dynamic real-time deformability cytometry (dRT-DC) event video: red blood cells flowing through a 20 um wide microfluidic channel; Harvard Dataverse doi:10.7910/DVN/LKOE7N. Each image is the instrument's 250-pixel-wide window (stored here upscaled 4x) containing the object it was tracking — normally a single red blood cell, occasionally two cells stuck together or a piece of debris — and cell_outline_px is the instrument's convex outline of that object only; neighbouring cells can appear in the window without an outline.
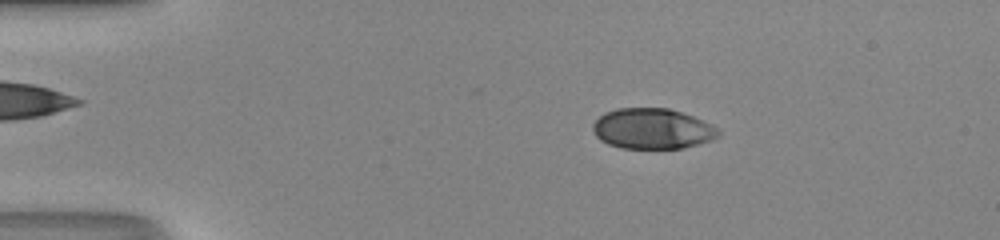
{"species": "human", "species_latin": "Homo sapiens", "temperature_condition": "room temperature", "stored_images_in_passage": 50, "camera_frame_rate_fps": 3000, "um_per_image_px": 0.085, "donor": {"sex": "male"}, "frame": {"image": 1, "passage_image": 10, "time_ms": 3.0, "image_size_px": [1000, 240], "cell_outline_px": [[720, 136], [712, 140], [684, 148], [620, 148], [608, 144], [600, 140], [596, 136], [592, 128], [592, 124], [604, 112], [616, 108], [668, 108], [692, 116], [712, 124], [720, 128]], "centroid_in_image_um": [55.46, 10.94], "position_along_channel_um": 29.5, "area_um2": 29.82}}
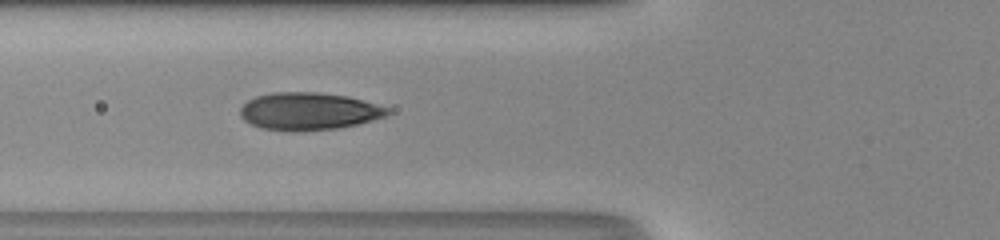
{"frame": {"image": 2, "passage_image": 20, "time_ms": 6.333, "image_size_px": [1000, 240], "cell_outline_px": [[392, 112], [388, 116], [340, 128], [296, 132], [288, 132], [260, 128], [244, 120], [240, 116], [240, 108], [248, 100], [256, 96], [276, 92], [316, 92], [348, 96], [388, 108]], "centroid_in_image_um": [26.23, 9.47], "position_along_channel_um": 99.6, "area_um2": 32.37}}
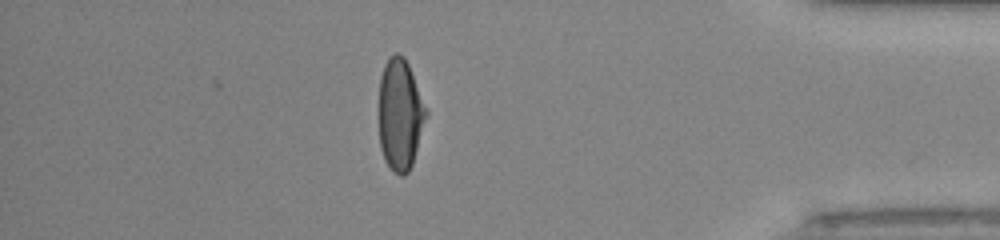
{"frame": {"image": 3, "passage_image": 44, "time_ms": 14.333, "image_size_px": [1000, 240], "cell_outline_px": [[428, 116], [412, 164], [408, 172], [404, 176], [400, 176], [392, 172], [384, 160], [380, 148], [380, 76], [384, 64], [396, 52], [400, 52], [404, 56], [408, 64], [428, 112]], "centroid_in_image_um": [34.02, 9.77], "position_along_channel_um": 401.2, "area_um2": 30.69}, "authors_computed_cell_mechanics": {"area_um2": 31.2987, "velocity_mm_per_s": 4.2211, "shape_relaxation_time_tau1_ms": 5.0047, "shape_relaxation_time_tau2_ms": null, "deformation_change_tau1": 0.2168, "deformation_change_tau2": null}}